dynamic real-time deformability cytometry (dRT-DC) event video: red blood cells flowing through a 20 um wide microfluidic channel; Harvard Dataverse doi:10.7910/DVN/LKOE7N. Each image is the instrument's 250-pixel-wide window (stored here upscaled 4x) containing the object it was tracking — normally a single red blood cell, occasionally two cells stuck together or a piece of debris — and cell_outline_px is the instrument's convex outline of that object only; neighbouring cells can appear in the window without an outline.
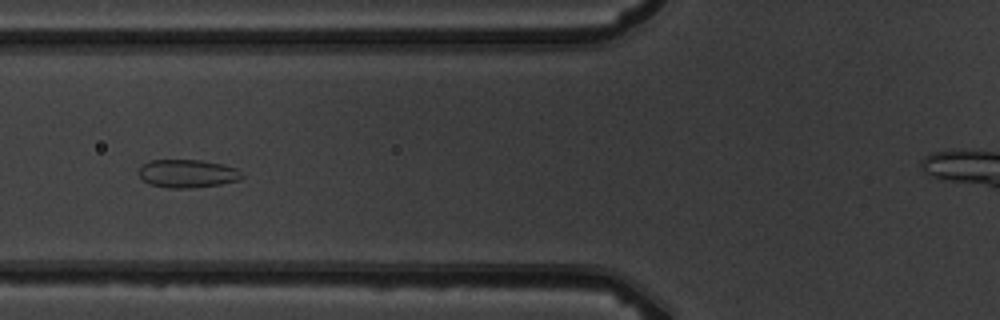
{"species": "common noctule bat (a hibernating species)", "species_latin": "Nyctalus noctula", "temperature_condition": "warm", "stored_images_in_passage": 9, "camera_frame_rate_fps": 3000, "um_per_image_px": 0.085, "animal": {"sex": "male", "body_mass_g": 19.5, "forearm_length_mm": 54.6}, "frame": {"image": 1, "passage_image": 6, "time_ms": 6.0, "image_size_px": [1000, 320], "cell_outline_px": [[244, 176], [240, 180], [220, 184], [192, 188], [168, 188], [148, 184], [136, 172], [144, 164], [152, 160], [200, 160], [224, 164], [236, 168]], "centroid_in_image_um": [15.94, 14.76], "position_along_channel_um": 109.9, "area_um2": 16.99}}
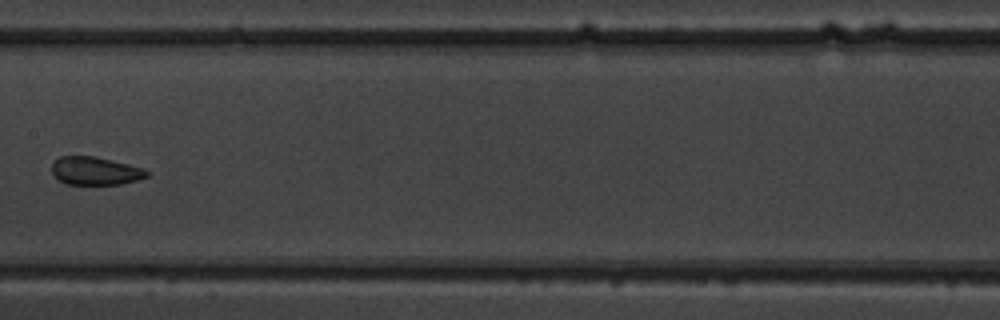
{"frame": {"image": 2, "passage_image": 8, "time_ms": 8.333, "image_size_px": [1000, 320], "cell_outline_px": [[152, 172], [148, 176], [136, 180], [120, 184], [68, 184], [60, 180], [52, 172], [52, 164], [60, 156], [96, 156], [144, 168]], "centroid_in_image_um": [8.14, 14.52], "position_along_channel_um": 199.3, "area_um2": 15.49}}
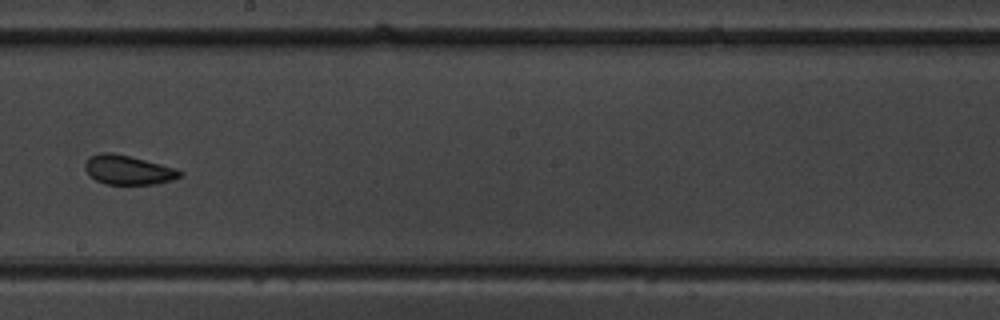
{"frame": {"image": 3, "passage_image": 9, "time_ms": 9.333, "image_size_px": [1000, 320], "cell_outline_px": [[184, 172], [180, 176], [172, 180], [156, 184], [108, 184], [96, 180], [84, 168], [84, 164], [92, 156], [100, 152], [112, 152], [176, 168]], "centroid_in_image_um": [10.91, 14.45], "position_along_channel_um": 237.3, "area_um2": 15.9}}